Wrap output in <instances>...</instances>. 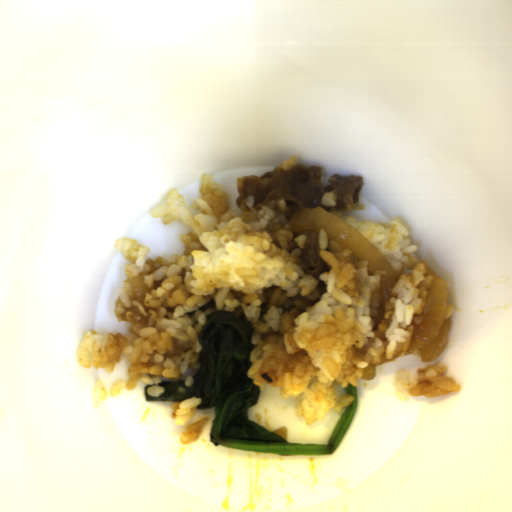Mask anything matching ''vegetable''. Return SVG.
Here are the masks:
<instances>
[{"label": "vegetable", "mask_w": 512, "mask_h": 512, "mask_svg": "<svg viewBox=\"0 0 512 512\" xmlns=\"http://www.w3.org/2000/svg\"><path fill=\"white\" fill-rule=\"evenodd\" d=\"M195 313H196V310L191 311V312H186V316L192 317Z\"/></svg>", "instance_id": "3"}, {"label": "vegetable", "mask_w": 512, "mask_h": 512, "mask_svg": "<svg viewBox=\"0 0 512 512\" xmlns=\"http://www.w3.org/2000/svg\"><path fill=\"white\" fill-rule=\"evenodd\" d=\"M210 308H216L215 300L212 298L210 301L199 307V310H202V312H205L207 309Z\"/></svg>", "instance_id": "2"}, {"label": "vegetable", "mask_w": 512, "mask_h": 512, "mask_svg": "<svg viewBox=\"0 0 512 512\" xmlns=\"http://www.w3.org/2000/svg\"><path fill=\"white\" fill-rule=\"evenodd\" d=\"M206 320L197 336L201 345L200 367L192 376L193 385L186 386L184 379L162 380L158 383L164 388L160 396L149 395L148 388L153 385H145L146 402H181L200 397L197 410L214 407L209 441L215 446L253 453L332 456L357 411V387L348 383L344 388L353 401L344 410L327 444L288 443L247 417L248 409L257 404L261 393L260 386L247 377L254 348L253 324L222 310L212 312Z\"/></svg>", "instance_id": "1"}]
</instances>
